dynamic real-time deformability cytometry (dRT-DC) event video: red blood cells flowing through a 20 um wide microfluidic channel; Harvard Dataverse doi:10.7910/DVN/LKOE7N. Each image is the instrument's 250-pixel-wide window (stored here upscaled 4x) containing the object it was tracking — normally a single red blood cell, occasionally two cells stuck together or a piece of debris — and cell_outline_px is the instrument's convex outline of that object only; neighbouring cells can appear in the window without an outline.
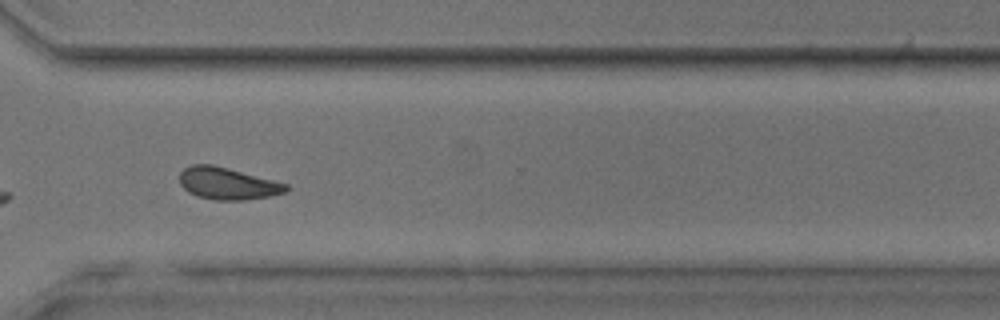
{"species": "common noctule bat (a hibernating species)", "species_latin": "Nyctalus noctula", "temperature_condition": "room temperature", "stored_images_in_passage": 48, "camera_frame_rate_fps": 3000, "um_per_image_px": 0.085, "animal": {"sex": "male", "body_mass_g": 17.9, "forearm_length_mm": 54.2}, "frame": {"image": 1, "passage_image": 35, "time_ms": 11.333, "image_size_px": [1000, 320], "cell_outline_px": [[288, 188], [284, 192], [268, 196], [244, 200], [216, 200], [196, 196], [188, 192], [180, 184], [180, 172], [184, 168], [192, 164], [212, 164], [228, 168], [288, 184]], "centroid_in_image_um": [19.3, 15.59], "position_along_channel_um": 351.3, "area_um2": 19.71}}
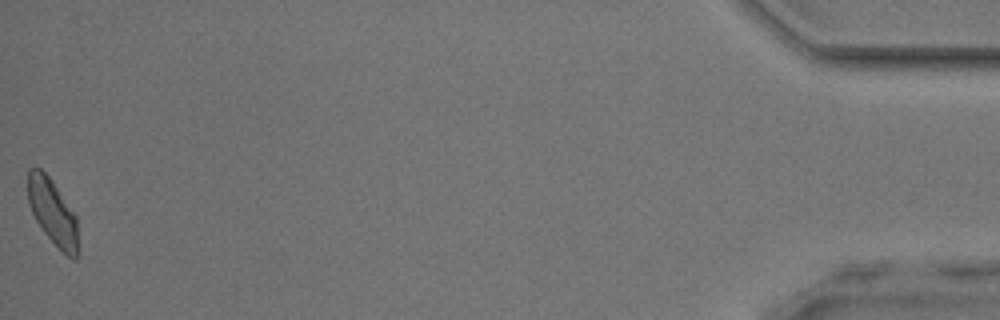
{"frame": {"image": 2, "passage_image": 48, "time_ms": 15.667, "image_size_px": [1000, 320], "cell_outline_px": [[76, 260], [72, 260], [44, 232], [36, 220], [28, 204], [28, 168], [40, 168], [48, 176], [76, 216]], "centroid_in_image_um": [4.43, 17.99], "position_along_channel_um": 430.8, "area_um2": 18.44}, "authors_computed_cell_mechanics": {"area_um2": 19.7387, "velocity_mm_per_s": 4.0373, "shape_relaxation_time_tau1_ms": null, "shape_relaxation_time_tau2_ms": 2.6039, "deformation_change_tau1": null, "deformation_change_tau2": 0.1009}}